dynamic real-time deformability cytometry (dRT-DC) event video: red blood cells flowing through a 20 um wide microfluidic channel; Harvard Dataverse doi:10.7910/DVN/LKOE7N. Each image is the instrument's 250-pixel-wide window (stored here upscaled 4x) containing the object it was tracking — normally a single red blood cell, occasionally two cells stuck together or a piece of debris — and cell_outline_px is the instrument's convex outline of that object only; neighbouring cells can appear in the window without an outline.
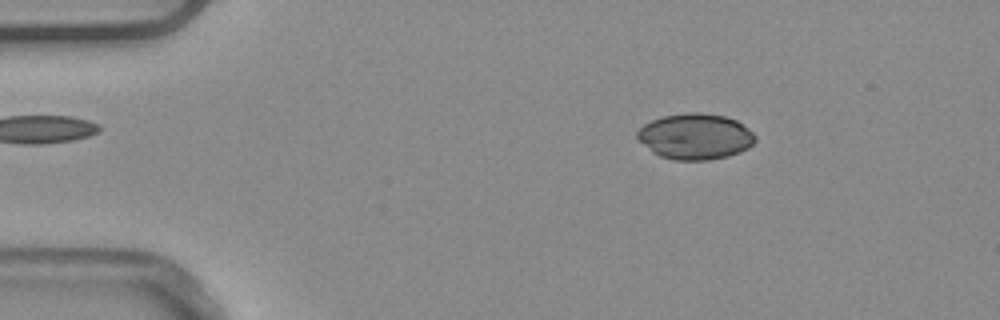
{"species": "common noctule bat (a hibernating species)", "species_latin": "Nyctalus noctula", "temperature_condition": "warm", "stored_images_in_passage": 52, "camera_frame_rate_fps": 3000, "um_per_image_px": 0.085, "animal": {"sex": "male", "body_mass_g": 20.4}, "frame": {"image": 1, "passage_image": 8, "time_ms": 2.333, "image_size_px": [1000, 320], "cell_outline_px": [[756, 140], [748, 148], [740, 152], [728, 156], [708, 160], [676, 160], [660, 156], [652, 152], [636, 136], [636, 132], [644, 124], [652, 120], [664, 116], [688, 112], [700, 112], [724, 116], [736, 120], [752, 132], [756, 136]], "centroid_in_image_um": [59.1, 11.6], "position_along_channel_um": 25.9, "area_um2": 31.39}}
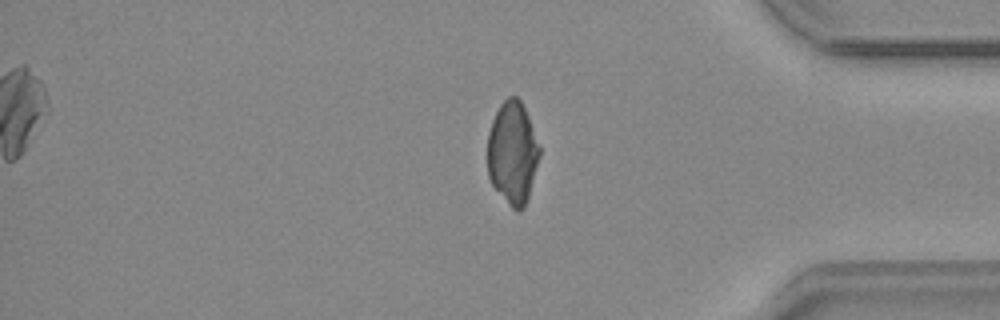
{"frame": {"image": 2, "passage_image": 43, "time_ms": 14.0, "image_size_px": [1000, 320], "cell_outline_px": [[540, 156], [528, 196], [524, 208], [520, 212], [516, 212], [508, 204], [492, 184], [488, 176], [488, 132], [492, 120], [500, 104], [508, 96], [516, 96], [520, 100], [528, 116], [540, 148]], "centroid_in_image_um": [43.56, 13.0], "position_along_channel_um": 391.6, "area_um2": 30.98}}
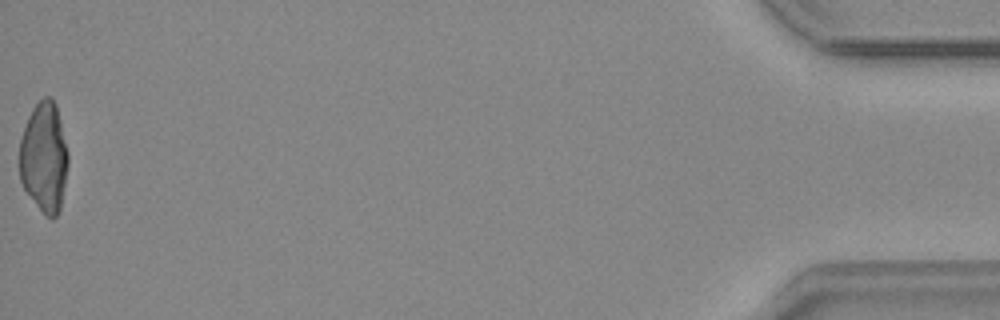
{"frame": {"image": 3, "passage_image": 52, "time_ms": 17.0, "image_size_px": [1000, 320], "cell_outline_px": [[68, 164], [60, 212], [52, 220], [36, 204], [24, 188], [20, 180], [20, 140], [28, 116], [32, 108], [44, 96], [52, 96], [56, 104], [68, 152]], "centroid_in_image_um": [3.76, 13.35], "position_along_channel_um": 431.4, "area_um2": 31.15}}